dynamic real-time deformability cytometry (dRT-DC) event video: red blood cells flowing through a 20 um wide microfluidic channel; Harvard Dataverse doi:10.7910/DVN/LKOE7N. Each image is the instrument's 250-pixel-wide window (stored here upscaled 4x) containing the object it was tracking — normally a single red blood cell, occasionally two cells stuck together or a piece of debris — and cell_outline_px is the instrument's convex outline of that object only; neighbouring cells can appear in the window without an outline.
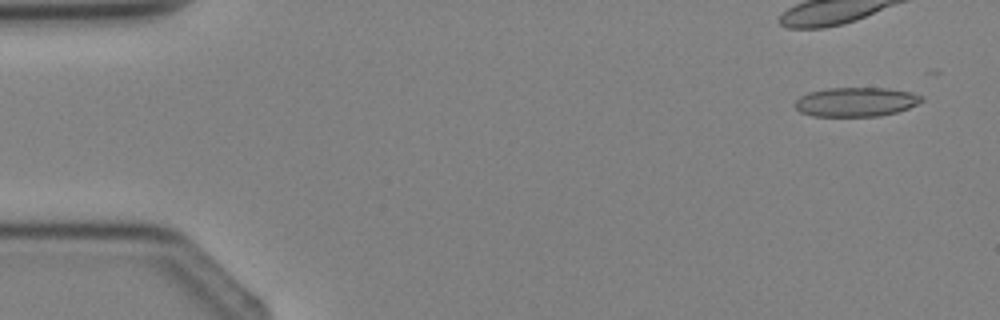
{"species": "Egyptian fruit bat (a non-hibernating species)", "species_latin": "Rousettus aegyptiacus", "temperature_condition": "cold", "stored_images_in_passage": 3, "camera_frame_rate_fps": 3000, "um_per_image_px": 0.085, "animal": {"sex": "female"}, "frame": {"image": 1, "passage_image": 1, "time_ms": 0.0, "image_size_px": [1000, 320], "cell_outline_px": [[924, 100], [908, 108], [896, 112], [880, 116], [812, 116], [800, 112], [792, 104], [800, 96], [808, 92], [828, 88], [888, 88], [912, 92], [924, 96]], "centroid_in_image_um": [72.75, 8.66], "position_along_channel_um": 12.3, "area_um2": 21.73}}